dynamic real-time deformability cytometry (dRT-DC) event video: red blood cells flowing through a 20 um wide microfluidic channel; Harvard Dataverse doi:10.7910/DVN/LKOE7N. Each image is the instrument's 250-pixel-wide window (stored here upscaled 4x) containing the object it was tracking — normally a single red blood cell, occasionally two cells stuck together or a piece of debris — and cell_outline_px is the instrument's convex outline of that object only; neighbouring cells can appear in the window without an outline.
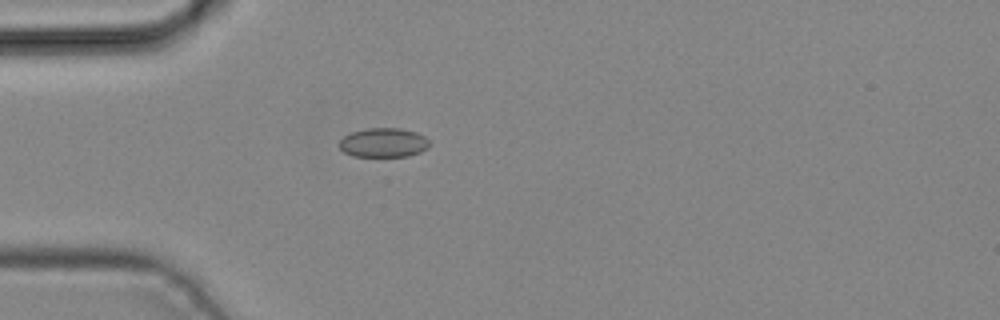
{"species": "common noctule bat (a hibernating species)", "species_latin": "Nyctalus noctula", "temperature_condition": "cold", "stored_images_in_passage": 3, "camera_frame_rate_fps": 3000, "um_per_image_px": 0.085, "animal": {"sex": "male", "body_mass_g": 19.2, "forearm_length_mm": 51.8}, "frame": {"image": 1, "passage_image": 3, "time_ms": 0.667, "image_size_px": [1000, 320], "cell_outline_px": [[428, 148], [420, 152], [408, 156], [352, 156], [344, 152], [340, 148], [340, 140], [344, 136], [352, 132], [368, 128], [400, 128], [416, 132], [424, 136], [428, 140]], "centroid_in_image_um": [32.6, 12.12], "position_along_channel_um": 52.4, "area_um2": 15.26}}